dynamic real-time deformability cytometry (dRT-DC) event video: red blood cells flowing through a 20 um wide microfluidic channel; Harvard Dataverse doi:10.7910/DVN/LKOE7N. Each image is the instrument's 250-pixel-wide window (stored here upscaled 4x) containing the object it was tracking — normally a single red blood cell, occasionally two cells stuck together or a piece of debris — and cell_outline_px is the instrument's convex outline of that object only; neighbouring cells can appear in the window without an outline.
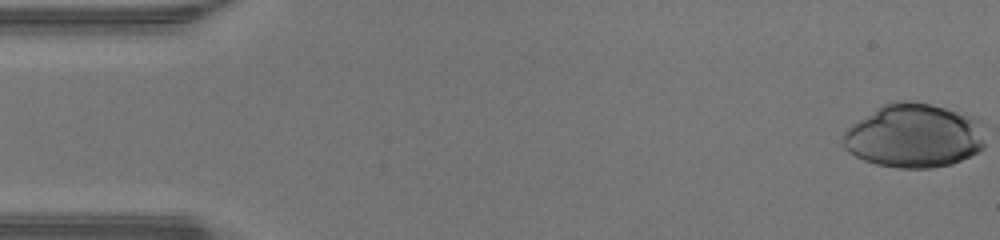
{"species": "human", "species_latin": "Homo sapiens", "temperature_condition": "warm", "stored_images_in_passage": 47, "camera_frame_rate_fps": 3000, "um_per_image_px": 0.085, "donor": {"sex": "male"}, "frame": {"image": 1, "passage_image": 1, "time_ms": 0.0, "image_size_px": [1000, 240], "cell_outline_px": [[984, 148], [952, 164], [928, 168], [896, 168], [876, 164], [864, 160], [848, 152], [840, 144], [840, 140], [844, 132], [852, 124], [884, 104], [896, 100], [912, 100], [932, 104], [976, 116], [980, 120], [984, 144]], "centroid_in_image_um": [77.68, 11.53], "position_along_channel_um": 7.3, "area_um2": 53.29}}
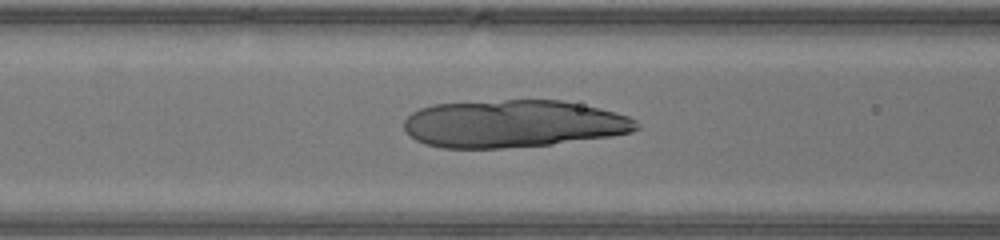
{"frame": {"image": 2, "passage_image": 19, "time_ms": 6.0, "image_size_px": [1000, 240], "cell_outline_px": [[640, 128], [632, 132], [612, 136], [552, 144], [504, 148], [444, 148], [424, 144], [416, 140], [404, 128], [404, 120], [412, 112], [420, 108], [432, 104], [504, 100], [560, 100], [600, 108], [628, 116], [636, 120], [640, 124]], "centroid_in_image_um": [43.63, 10.52], "position_along_channel_um": 123.0, "area_um2": 64.45}}
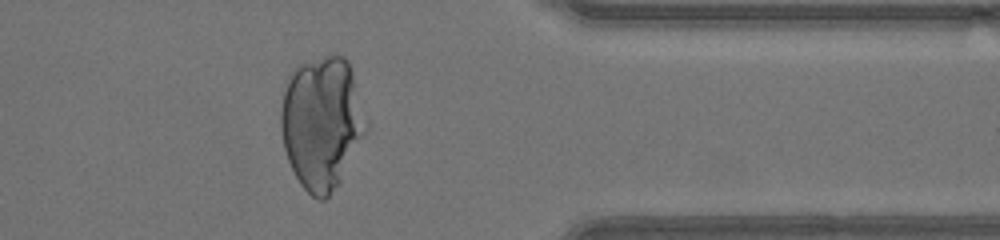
{"frame": {"image": 3, "passage_image": 38, "time_ms": 12.333, "image_size_px": [1000, 240], "cell_outline_px": [[368, 128], [340, 184], [324, 200], [320, 200], [312, 196], [300, 184], [288, 160], [284, 148], [280, 128], [280, 112], [284, 92], [288, 76], [296, 64], [328, 52], [344, 56], [348, 60], [368, 124]], "centroid_in_image_um": [27.35, 10.39], "position_along_channel_um": 384.1, "area_um2": 66.76}}